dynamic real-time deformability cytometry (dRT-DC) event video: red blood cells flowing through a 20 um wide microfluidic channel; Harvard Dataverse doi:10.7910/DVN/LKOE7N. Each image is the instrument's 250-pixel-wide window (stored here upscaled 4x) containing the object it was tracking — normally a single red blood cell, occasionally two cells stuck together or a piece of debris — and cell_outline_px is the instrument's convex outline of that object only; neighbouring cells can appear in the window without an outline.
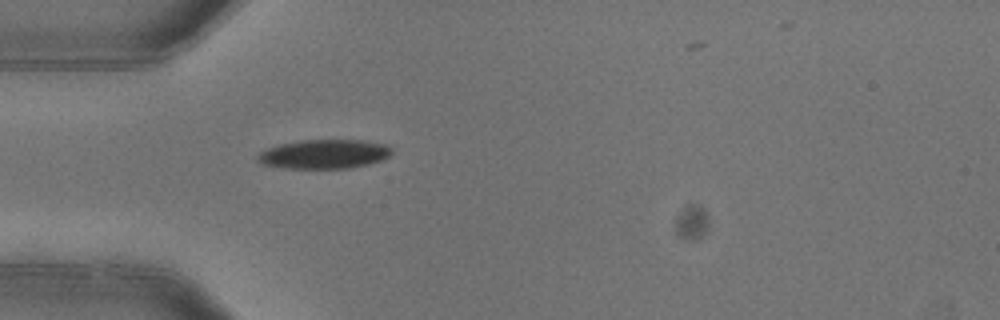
{"species": "common noctule bat (a hibernating species)", "species_latin": "Nyctalus noctula", "temperature_condition": "warm", "stored_images_in_passage": 4, "camera_frame_rate_fps": 3000, "um_per_image_px": 0.085, "animal": {"sex": "female"}, "frame": {"image": 1, "passage_image": 4, "time_ms": 1.0, "image_size_px": [1000, 320], "cell_outline_px": [[392, 152], [388, 156], [380, 160], [368, 164], [352, 168], [284, 168], [260, 164], [256, 160], [256, 156], [260, 152], [268, 148], [284, 144], [304, 140], [364, 140], [388, 144], [392, 148]], "centroid_in_image_um": [27.57, 13.1], "position_along_channel_um": 57.4, "area_um2": 22.77}}